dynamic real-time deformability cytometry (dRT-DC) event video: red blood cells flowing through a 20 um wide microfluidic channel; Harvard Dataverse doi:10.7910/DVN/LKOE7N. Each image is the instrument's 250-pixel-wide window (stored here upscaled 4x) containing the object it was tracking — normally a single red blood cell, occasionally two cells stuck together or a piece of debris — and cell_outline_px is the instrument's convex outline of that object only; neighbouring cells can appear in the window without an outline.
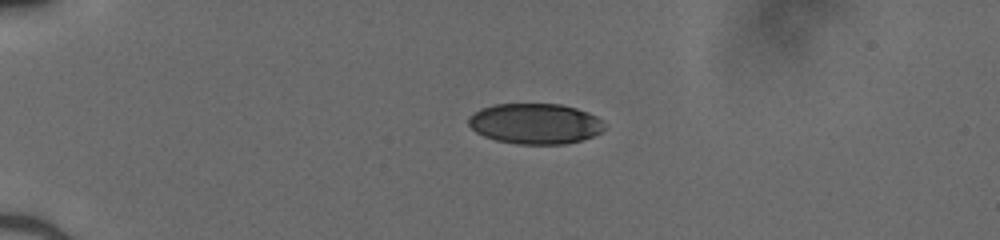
{"species": "human", "species_latin": "Homo sapiens", "temperature_condition": "cold", "stored_images_in_passage": 39, "camera_frame_rate_fps": 3000, "um_per_image_px": 0.085, "donor": {"sex": "male"}, "frame": {"image": 1, "passage_image": 1, "time_ms": 0.0, "image_size_px": [1000, 240], "cell_outline_px": [[604, 128], [600, 132], [592, 136], [580, 140], [564, 144], [516, 144], [496, 140], [484, 136], [476, 132], [468, 124], [468, 116], [472, 112], [480, 108], [496, 104], [560, 104], [576, 108], [588, 112], [596, 116], [604, 124]], "centroid_in_image_um": [45.45, 10.5], "position_along_channel_um": 39.6, "area_um2": 32.14}}
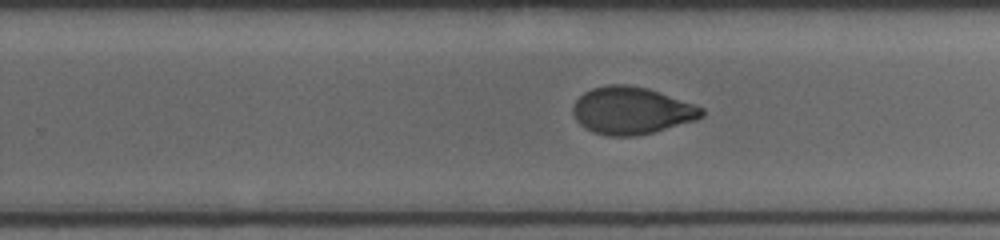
{"frame": {"image": 2, "passage_image": 22, "time_ms": 7.0, "image_size_px": [1000, 240], "cell_outline_px": [[704, 116], [696, 120], [652, 132], [636, 136], [608, 136], [592, 132], [580, 124], [576, 120], [572, 112], [572, 108], [576, 100], [584, 92], [592, 88], [608, 84], [628, 84], [648, 88], [696, 104], [704, 108]], "centroid_in_image_um": [53.69, 9.39], "position_along_channel_um": 276.1, "area_um2": 35.66}}
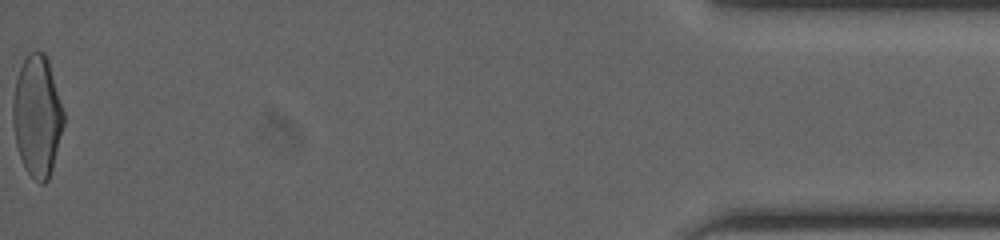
{"frame": {"image": 3, "passage_image": 39, "time_ms": 12.667, "image_size_px": [1000, 240], "cell_outline_px": [[64, 124], [52, 168], [48, 180], [44, 184], [40, 184], [24, 168], [16, 144], [12, 124], [12, 100], [16, 80], [20, 68], [28, 52], [44, 52], [48, 60], [64, 112]], "centroid_in_image_um": [3.15, 9.87], "position_along_channel_um": 432.1, "area_um2": 35.72}}